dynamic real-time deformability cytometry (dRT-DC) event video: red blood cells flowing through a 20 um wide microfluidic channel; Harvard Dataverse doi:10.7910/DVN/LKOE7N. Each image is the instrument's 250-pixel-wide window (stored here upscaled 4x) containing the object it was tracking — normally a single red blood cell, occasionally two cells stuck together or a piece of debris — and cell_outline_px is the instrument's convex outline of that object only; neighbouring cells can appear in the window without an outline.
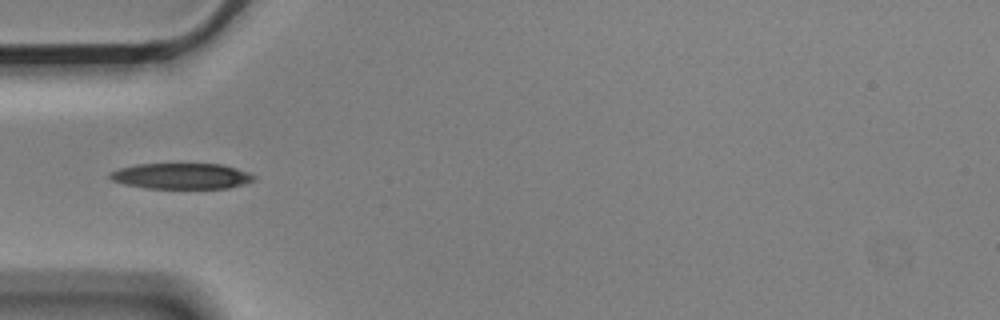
{"species": "Egyptian fruit bat (a non-hibernating species)", "species_latin": "Rousettus aegyptiacus", "temperature_condition": "cold", "stored_images_in_passage": 4, "camera_frame_rate_fps": 3000, "um_per_image_px": 0.085, "animal": {"sex": "male"}, "frame": {"image": 1, "passage_image": 4, "time_ms": 1.0, "image_size_px": [1000, 320], "cell_outline_px": [[256, 180], [244, 184], [228, 188], [144, 188], [124, 184], [112, 180], [108, 176], [108, 172], [120, 168], [136, 164], [220, 164], [236, 168], [248, 172], [256, 176]], "centroid_in_image_um": [15.41, 14.97], "position_along_channel_um": 69.6, "area_um2": 21.73}}